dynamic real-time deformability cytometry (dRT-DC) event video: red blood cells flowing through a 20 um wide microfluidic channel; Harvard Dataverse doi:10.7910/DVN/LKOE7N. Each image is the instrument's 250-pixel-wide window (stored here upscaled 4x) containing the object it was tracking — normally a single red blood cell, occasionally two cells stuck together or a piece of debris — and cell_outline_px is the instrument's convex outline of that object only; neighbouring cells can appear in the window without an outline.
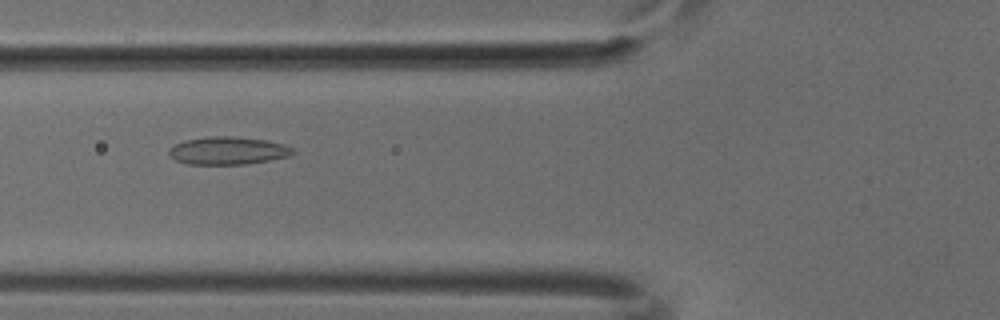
{"species": "common noctule bat (a hibernating species)", "species_latin": "Nyctalus noctula", "temperature_condition": "cold", "stored_images_in_passage": 44, "camera_frame_rate_fps": 3000, "um_per_image_px": 0.085, "animal": {"sex": "male", "body_mass_g": 18.8}, "frame": {"image": 1, "passage_image": 13, "time_ms": 4.0, "image_size_px": [1000, 320], "cell_outline_px": [[296, 152], [288, 156], [248, 164], [188, 164], [176, 160], [168, 152], [168, 148], [184, 140], [208, 136], [236, 136], [264, 140], [284, 144], [292, 148]], "centroid_in_image_um": [19.36, 12.8], "position_along_channel_um": 106.4, "area_um2": 20.0}}
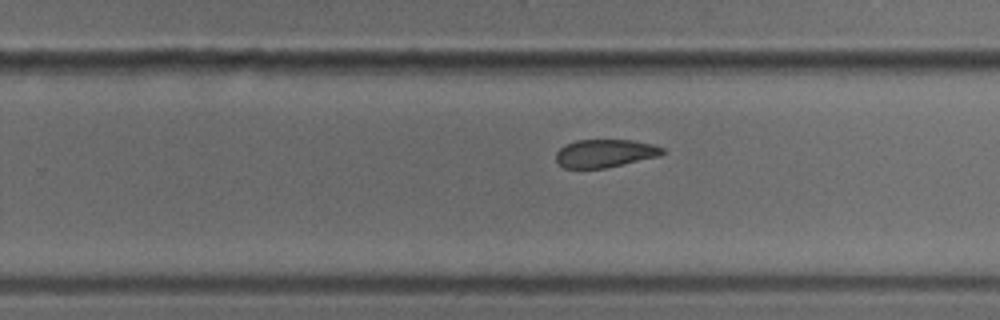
{"frame": {"image": 2, "passage_image": 26, "time_ms": 8.333, "image_size_px": [1000, 320], "cell_outline_px": [[664, 152], [660, 156], [604, 168], [564, 168], [556, 160], [556, 152], [564, 144], [576, 140], [632, 140], [652, 144], [664, 148]], "centroid_in_image_um": [51.41, 13.02], "position_along_channel_um": 278.4, "area_um2": 17.34}}
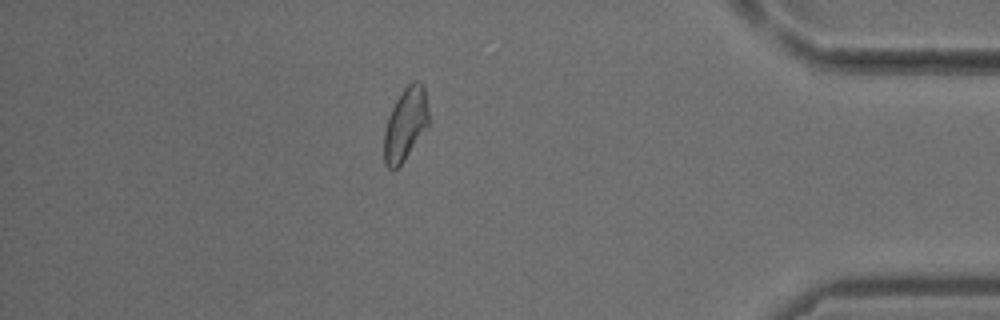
{"frame": {"image": 3, "passage_image": 38, "time_ms": 12.333, "image_size_px": [1000, 320], "cell_outline_px": [[428, 124], [404, 160], [396, 168], [388, 168], [384, 164], [384, 128], [388, 116], [396, 100], [404, 88], [412, 80], [420, 80], [424, 84], [428, 112]], "centroid_in_image_um": [34.45, 10.5], "position_along_channel_um": 400.8, "area_um2": 18.73}}